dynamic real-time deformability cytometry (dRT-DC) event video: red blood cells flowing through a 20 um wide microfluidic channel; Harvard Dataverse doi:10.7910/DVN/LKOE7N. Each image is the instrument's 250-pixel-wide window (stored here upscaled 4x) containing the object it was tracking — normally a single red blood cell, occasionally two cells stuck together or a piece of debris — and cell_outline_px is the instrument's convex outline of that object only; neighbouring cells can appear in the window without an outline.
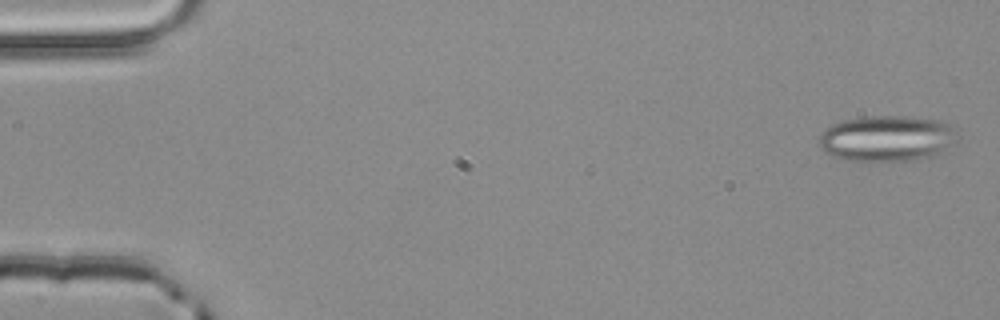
{"species": "common noctule bat (a hibernating species)", "species_latin": "Nyctalus noctula", "temperature_condition": "room temperature", "stored_images_in_passage": 4, "camera_frame_rate_fps": 3000, "um_per_image_px": 0.085, "animal": {"sex": "male", "body_mass_g": 20.4}, "frame": {"image": 1, "passage_image": 1, "time_ms": 0.0, "image_size_px": [1000, 320], "cell_outline_px": [[956, 140], [952, 144], [932, 156], [916, 160], [848, 160], [832, 156], [824, 152], [820, 148], [820, 136], [832, 124], [844, 120], [868, 116], [904, 116], [940, 120], [956, 128]], "centroid_in_image_um": [75.4, 11.75], "position_along_channel_um": 9.6, "area_um2": 36.65}}